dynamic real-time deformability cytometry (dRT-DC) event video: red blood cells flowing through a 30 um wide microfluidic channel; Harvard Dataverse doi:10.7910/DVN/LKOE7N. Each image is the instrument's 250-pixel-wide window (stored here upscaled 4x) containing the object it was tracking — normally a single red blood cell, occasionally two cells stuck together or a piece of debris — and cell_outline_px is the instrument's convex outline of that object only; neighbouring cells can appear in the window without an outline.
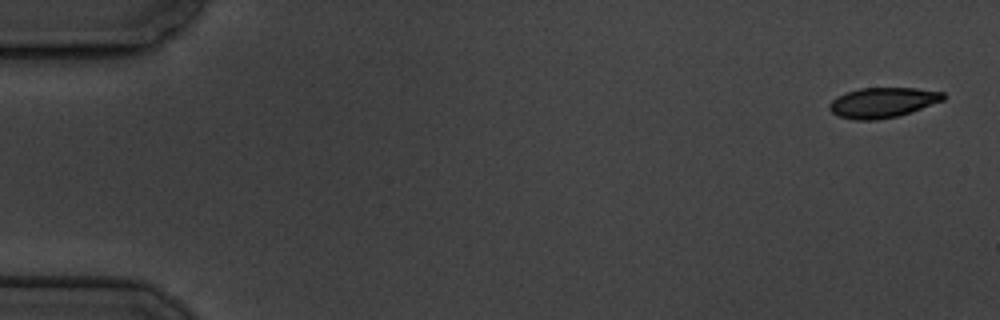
{"species": "common noctule bat (a hibernating species)", "species_latin": "Nyctalus noctula", "temperature_condition": "cold", "stored_images_in_passage": 3, "camera_frame_rate_fps": 3000, "um_per_image_px": 0.085, "animal": {"sex": "male", "body_mass_g": 19.5, "forearm_length_mm": 54.6}, "frame": {"image": 1, "passage_image": 1, "time_ms": 0.0, "image_size_px": [1000, 320], "cell_outline_px": [[944, 100], [912, 112], [896, 116], [876, 120], [856, 120], [840, 116], [832, 112], [828, 108], [828, 104], [836, 96], [860, 88], [916, 88], [944, 92]], "centroid_in_image_um": [75.02, 8.71], "position_along_channel_um": 10.0, "area_um2": 19.94}}